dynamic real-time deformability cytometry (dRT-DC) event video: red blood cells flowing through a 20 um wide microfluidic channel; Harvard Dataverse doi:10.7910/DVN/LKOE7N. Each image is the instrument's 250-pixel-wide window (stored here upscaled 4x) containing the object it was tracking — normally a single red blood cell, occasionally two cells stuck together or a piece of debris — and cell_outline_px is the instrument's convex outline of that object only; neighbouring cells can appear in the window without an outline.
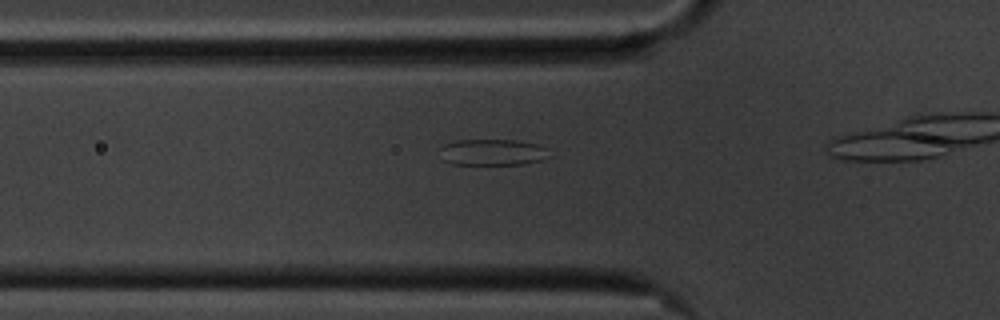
{"species": "common noctule bat (a hibernating species)", "species_latin": "Nyctalus noctula", "temperature_condition": "cold", "stored_images_in_passage": 17, "camera_frame_rate_fps": 3000, "um_per_image_px": 0.085, "animal": {"sex": "male", "body_mass_g": 20.1, "forearm_length_mm": 53.5}, "frame": {"image": 1, "passage_image": 12, "time_ms": 3.667, "image_size_px": [1000, 320], "cell_outline_px": [[548, 148], [544, 160], [524, 164], [452, 164], [444, 160], [440, 148], [444, 144], [456, 140], [516, 140], [536, 144]], "centroid_in_image_um": [41.86, 12.94], "position_along_channel_um": 83.9, "area_um2": 16.59}}